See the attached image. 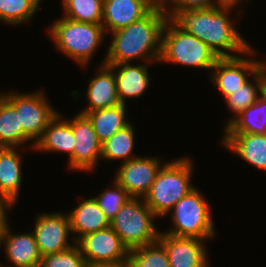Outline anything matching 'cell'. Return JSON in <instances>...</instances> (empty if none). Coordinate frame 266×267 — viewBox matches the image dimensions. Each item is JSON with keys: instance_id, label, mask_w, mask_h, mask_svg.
Masks as SVG:
<instances>
[{"instance_id": "1", "label": "cell", "mask_w": 266, "mask_h": 267, "mask_svg": "<svg viewBox=\"0 0 266 267\" xmlns=\"http://www.w3.org/2000/svg\"><path fill=\"white\" fill-rule=\"evenodd\" d=\"M236 6L240 5L223 4L207 9L178 10L168 20L179 30L204 42L219 58L236 57L244 55L251 48L234 24L240 20L237 18L240 15L230 16Z\"/></svg>"}, {"instance_id": "2", "label": "cell", "mask_w": 266, "mask_h": 267, "mask_svg": "<svg viewBox=\"0 0 266 267\" xmlns=\"http://www.w3.org/2000/svg\"><path fill=\"white\" fill-rule=\"evenodd\" d=\"M168 17L158 3L145 17L111 34V42L102 64L134 63L135 59L159 62L162 34Z\"/></svg>"}, {"instance_id": "3", "label": "cell", "mask_w": 266, "mask_h": 267, "mask_svg": "<svg viewBox=\"0 0 266 267\" xmlns=\"http://www.w3.org/2000/svg\"><path fill=\"white\" fill-rule=\"evenodd\" d=\"M47 29L56 50L75 61L81 69L88 67L107 35L102 24L78 22L63 16Z\"/></svg>"}, {"instance_id": "4", "label": "cell", "mask_w": 266, "mask_h": 267, "mask_svg": "<svg viewBox=\"0 0 266 267\" xmlns=\"http://www.w3.org/2000/svg\"><path fill=\"white\" fill-rule=\"evenodd\" d=\"M193 166L191 158L186 156L165 161L162 165L144 197L145 203L157 217H167L174 205L195 188L191 181Z\"/></svg>"}, {"instance_id": "5", "label": "cell", "mask_w": 266, "mask_h": 267, "mask_svg": "<svg viewBox=\"0 0 266 267\" xmlns=\"http://www.w3.org/2000/svg\"><path fill=\"white\" fill-rule=\"evenodd\" d=\"M211 205L194 188L181 198L168 213L172 226L164 233L177 237H194L202 240L212 239L216 230L211 215Z\"/></svg>"}, {"instance_id": "6", "label": "cell", "mask_w": 266, "mask_h": 267, "mask_svg": "<svg viewBox=\"0 0 266 267\" xmlns=\"http://www.w3.org/2000/svg\"><path fill=\"white\" fill-rule=\"evenodd\" d=\"M157 218L144 198L131 197L110 221V227L132 250L158 241L160 230L153 220Z\"/></svg>"}, {"instance_id": "7", "label": "cell", "mask_w": 266, "mask_h": 267, "mask_svg": "<svg viewBox=\"0 0 266 267\" xmlns=\"http://www.w3.org/2000/svg\"><path fill=\"white\" fill-rule=\"evenodd\" d=\"M219 57L197 37L175 27L169 20L162 34L160 62L212 70Z\"/></svg>"}, {"instance_id": "8", "label": "cell", "mask_w": 266, "mask_h": 267, "mask_svg": "<svg viewBox=\"0 0 266 267\" xmlns=\"http://www.w3.org/2000/svg\"><path fill=\"white\" fill-rule=\"evenodd\" d=\"M0 94L19 113L23 132L36 143L43 135L48 123L59 113L48 101L43 91L34 92H0Z\"/></svg>"}, {"instance_id": "9", "label": "cell", "mask_w": 266, "mask_h": 267, "mask_svg": "<svg viewBox=\"0 0 266 267\" xmlns=\"http://www.w3.org/2000/svg\"><path fill=\"white\" fill-rule=\"evenodd\" d=\"M256 52L257 49L252 46L244 55L224 57L217 60L209 78L224 99L244 85L261 68L265 62L264 60L251 59V57L257 56ZM247 55L251 56L250 59L247 58Z\"/></svg>"}, {"instance_id": "10", "label": "cell", "mask_w": 266, "mask_h": 267, "mask_svg": "<svg viewBox=\"0 0 266 267\" xmlns=\"http://www.w3.org/2000/svg\"><path fill=\"white\" fill-rule=\"evenodd\" d=\"M71 126L75 138L73 154L68 158L67 167L72 171L92 172L101 159L102 143L94 132L88 117L78 112L71 117Z\"/></svg>"}, {"instance_id": "11", "label": "cell", "mask_w": 266, "mask_h": 267, "mask_svg": "<svg viewBox=\"0 0 266 267\" xmlns=\"http://www.w3.org/2000/svg\"><path fill=\"white\" fill-rule=\"evenodd\" d=\"M35 219L32 233L42 257L64 251L76 244L71 236L70 219L67 213H40Z\"/></svg>"}, {"instance_id": "12", "label": "cell", "mask_w": 266, "mask_h": 267, "mask_svg": "<svg viewBox=\"0 0 266 267\" xmlns=\"http://www.w3.org/2000/svg\"><path fill=\"white\" fill-rule=\"evenodd\" d=\"M76 244L87 264L128 261L129 250L110 226L80 237Z\"/></svg>"}, {"instance_id": "13", "label": "cell", "mask_w": 266, "mask_h": 267, "mask_svg": "<svg viewBox=\"0 0 266 267\" xmlns=\"http://www.w3.org/2000/svg\"><path fill=\"white\" fill-rule=\"evenodd\" d=\"M164 163L158 157H136L119 165L114 179L130 197L144 198Z\"/></svg>"}, {"instance_id": "14", "label": "cell", "mask_w": 266, "mask_h": 267, "mask_svg": "<svg viewBox=\"0 0 266 267\" xmlns=\"http://www.w3.org/2000/svg\"><path fill=\"white\" fill-rule=\"evenodd\" d=\"M165 247L170 267H210L206 240L177 237L160 232L158 239Z\"/></svg>"}, {"instance_id": "15", "label": "cell", "mask_w": 266, "mask_h": 267, "mask_svg": "<svg viewBox=\"0 0 266 267\" xmlns=\"http://www.w3.org/2000/svg\"><path fill=\"white\" fill-rule=\"evenodd\" d=\"M158 0H103L102 26L107 33L127 27L145 17Z\"/></svg>"}, {"instance_id": "16", "label": "cell", "mask_w": 266, "mask_h": 267, "mask_svg": "<svg viewBox=\"0 0 266 267\" xmlns=\"http://www.w3.org/2000/svg\"><path fill=\"white\" fill-rule=\"evenodd\" d=\"M7 223L0 236V250L4 246L7 260L6 267H39L42 255L32 232L14 234ZM13 233V234H12ZM3 245V246H2ZM0 267H5L0 264Z\"/></svg>"}, {"instance_id": "17", "label": "cell", "mask_w": 266, "mask_h": 267, "mask_svg": "<svg viewBox=\"0 0 266 267\" xmlns=\"http://www.w3.org/2000/svg\"><path fill=\"white\" fill-rule=\"evenodd\" d=\"M95 77L88 80L86 92L87 107L79 112H90L121 104L114 71L106 64L98 65Z\"/></svg>"}, {"instance_id": "18", "label": "cell", "mask_w": 266, "mask_h": 267, "mask_svg": "<svg viewBox=\"0 0 266 267\" xmlns=\"http://www.w3.org/2000/svg\"><path fill=\"white\" fill-rule=\"evenodd\" d=\"M145 64L121 63L108 65L115 74L116 86L121 104L127 105L129 98H140L150 87V75ZM128 98V99H127Z\"/></svg>"}, {"instance_id": "19", "label": "cell", "mask_w": 266, "mask_h": 267, "mask_svg": "<svg viewBox=\"0 0 266 267\" xmlns=\"http://www.w3.org/2000/svg\"><path fill=\"white\" fill-rule=\"evenodd\" d=\"M219 144L241 160L266 171V134H222Z\"/></svg>"}, {"instance_id": "20", "label": "cell", "mask_w": 266, "mask_h": 267, "mask_svg": "<svg viewBox=\"0 0 266 267\" xmlns=\"http://www.w3.org/2000/svg\"><path fill=\"white\" fill-rule=\"evenodd\" d=\"M19 148L0 147V198L16 206L22 186V156Z\"/></svg>"}, {"instance_id": "21", "label": "cell", "mask_w": 266, "mask_h": 267, "mask_svg": "<svg viewBox=\"0 0 266 267\" xmlns=\"http://www.w3.org/2000/svg\"><path fill=\"white\" fill-rule=\"evenodd\" d=\"M67 214L75 242L88 233L103 230L110 226V221L105 217L104 212L93 197L83 199Z\"/></svg>"}, {"instance_id": "22", "label": "cell", "mask_w": 266, "mask_h": 267, "mask_svg": "<svg viewBox=\"0 0 266 267\" xmlns=\"http://www.w3.org/2000/svg\"><path fill=\"white\" fill-rule=\"evenodd\" d=\"M58 113L45 128L42 137L35 143L34 150L41 152L66 153L68 158L73 154L75 138L71 118H63Z\"/></svg>"}, {"instance_id": "23", "label": "cell", "mask_w": 266, "mask_h": 267, "mask_svg": "<svg viewBox=\"0 0 266 267\" xmlns=\"http://www.w3.org/2000/svg\"><path fill=\"white\" fill-rule=\"evenodd\" d=\"M127 108V105L119 104L114 107L79 113L88 117L93 125L98 140L103 144L117 131L131 122L130 119H127Z\"/></svg>"}, {"instance_id": "24", "label": "cell", "mask_w": 266, "mask_h": 267, "mask_svg": "<svg viewBox=\"0 0 266 267\" xmlns=\"http://www.w3.org/2000/svg\"><path fill=\"white\" fill-rule=\"evenodd\" d=\"M29 141L32 142L30 149H34L35 143L23 132V126H20L19 113L0 94V147L23 149Z\"/></svg>"}, {"instance_id": "25", "label": "cell", "mask_w": 266, "mask_h": 267, "mask_svg": "<svg viewBox=\"0 0 266 267\" xmlns=\"http://www.w3.org/2000/svg\"><path fill=\"white\" fill-rule=\"evenodd\" d=\"M223 134H266V95L243 110L225 128Z\"/></svg>"}, {"instance_id": "26", "label": "cell", "mask_w": 266, "mask_h": 267, "mask_svg": "<svg viewBox=\"0 0 266 267\" xmlns=\"http://www.w3.org/2000/svg\"><path fill=\"white\" fill-rule=\"evenodd\" d=\"M264 93L263 65L251 76L239 89L225 98L228 110L234 113V116L228 117L224 128L236 118L243 110L254 104Z\"/></svg>"}, {"instance_id": "27", "label": "cell", "mask_w": 266, "mask_h": 267, "mask_svg": "<svg viewBox=\"0 0 266 267\" xmlns=\"http://www.w3.org/2000/svg\"><path fill=\"white\" fill-rule=\"evenodd\" d=\"M133 125L131 121L102 144L101 160L110 162L120 159L123 160L122 163H125L138 157L133 153L136 141V131Z\"/></svg>"}, {"instance_id": "28", "label": "cell", "mask_w": 266, "mask_h": 267, "mask_svg": "<svg viewBox=\"0 0 266 267\" xmlns=\"http://www.w3.org/2000/svg\"><path fill=\"white\" fill-rule=\"evenodd\" d=\"M62 16L68 19L102 24L103 0H61Z\"/></svg>"}, {"instance_id": "29", "label": "cell", "mask_w": 266, "mask_h": 267, "mask_svg": "<svg viewBox=\"0 0 266 267\" xmlns=\"http://www.w3.org/2000/svg\"><path fill=\"white\" fill-rule=\"evenodd\" d=\"M39 8L37 0H0V22L12 26L26 24Z\"/></svg>"}, {"instance_id": "30", "label": "cell", "mask_w": 266, "mask_h": 267, "mask_svg": "<svg viewBox=\"0 0 266 267\" xmlns=\"http://www.w3.org/2000/svg\"><path fill=\"white\" fill-rule=\"evenodd\" d=\"M128 262L130 267H170L166 249L159 240L129 250Z\"/></svg>"}, {"instance_id": "31", "label": "cell", "mask_w": 266, "mask_h": 267, "mask_svg": "<svg viewBox=\"0 0 266 267\" xmlns=\"http://www.w3.org/2000/svg\"><path fill=\"white\" fill-rule=\"evenodd\" d=\"M112 185L109 186L111 189H104V191L99 192L100 194L93 197L109 221L115 217L122 206L131 198L115 179H113Z\"/></svg>"}, {"instance_id": "32", "label": "cell", "mask_w": 266, "mask_h": 267, "mask_svg": "<svg viewBox=\"0 0 266 267\" xmlns=\"http://www.w3.org/2000/svg\"><path fill=\"white\" fill-rule=\"evenodd\" d=\"M87 263L77 244L54 254L43 256L39 267H86Z\"/></svg>"}, {"instance_id": "33", "label": "cell", "mask_w": 266, "mask_h": 267, "mask_svg": "<svg viewBox=\"0 0 266 267\" xmlns=\"http://www.w3.org/2000/svg\"><path fill=\"white\" fill-rule=\"evenodd\" d=\"M168 19L178 10H198L213 8L225 4L222 0H160Z\"/></svg>"}, {"instance_id": "34", "label": "cell", "mask_w": 266, "mask_h": 267, "mask_svg": "<svg viewBox=\"0 0 266 267\" xmlns=\"http://www.w3.org/2000/svg\"><path fill=\"white\" fill-rule=\"evenodd\" d=\"M12 207L14 208V206L8 200L0 198V236L2 235L7 223H9V217L7 216L9 214H7V212Z\"/></svg>"}, {"instance_id": "35", "label": "cell", "mask_w": 266, "mask_h": 267, "mask_svg": "<svg viewBox=\"0 0 266 267\" xmlns=\"http://www.w3.org/2000/svg\"><path fill=\"white\" fill-rule=\"evenodd\" d=\"M86 267H130L129 262L103 263V264H87Z\"/></svg>"}, {"instance_id": "36", "label": "cell", "mask_w": 266, "mask_h": 267, "mask_svg": "<svg viewBox=\"0 0 266 267\" xmlns=\"http://www.w3.org/2000/svg\"><path fill=\"white\" fill-rule=\"evenodd\" d=\"M225 4H237L240 5L241 3L243 4L249 2V0H222Z\"/></svg>"}, {"instance_id": "37", "label": "cell", "mask_w": 266, "mask_h": 267, "mask_svg": "<svg viewBox=\"0 0 266 267\" xmlns=\"http://www.w3.org/2000/svg\"><path fill=\"white\" fill-rule=\"evenodd\" d=\"M264 94L266 95V61L263 63Z\"/></svg>"}]
</instances>
